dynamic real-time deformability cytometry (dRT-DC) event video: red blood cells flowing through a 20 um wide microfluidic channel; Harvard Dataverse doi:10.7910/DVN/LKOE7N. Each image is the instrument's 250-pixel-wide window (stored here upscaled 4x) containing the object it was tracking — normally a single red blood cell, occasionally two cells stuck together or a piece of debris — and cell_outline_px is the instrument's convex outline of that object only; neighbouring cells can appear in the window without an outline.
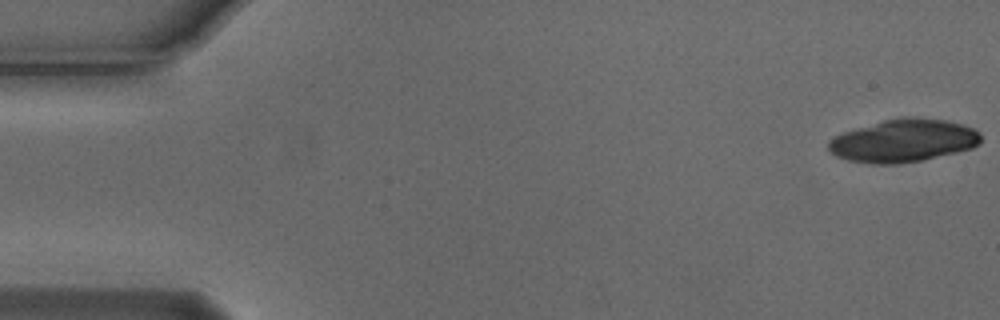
{"species": "Egyptian fruit bat (a non-hibernating species)", "species_latin": "Rousettus aegyptiacus", "temperature_condition": "cold", "stored_images_in_passage": 5, "camera_frame_rate_fps": 3000, "um_per_image_px": 0.085, "animal": {"sex": "male"}, "frame": {"image": 1, "passage_image": 1, "time_ms": 0.0, "image_size_px": [1000, 320], "cell_outline_px": [[980, 144], [972, 148], [956, 152], [920, 160], [896, 164], [872, 164], [848, 160], [836, 156], [828, 148], [828, 140], [832, 136], [844, 132], [884, 120], [904, 116], [908, 116], [944, 120], [960, 124], [972, 128], [980, 132]], "centroid_in_image_um": [76.77, 11.96], "position_along_channel_um": 8.2, "area_um2": 37.8}}